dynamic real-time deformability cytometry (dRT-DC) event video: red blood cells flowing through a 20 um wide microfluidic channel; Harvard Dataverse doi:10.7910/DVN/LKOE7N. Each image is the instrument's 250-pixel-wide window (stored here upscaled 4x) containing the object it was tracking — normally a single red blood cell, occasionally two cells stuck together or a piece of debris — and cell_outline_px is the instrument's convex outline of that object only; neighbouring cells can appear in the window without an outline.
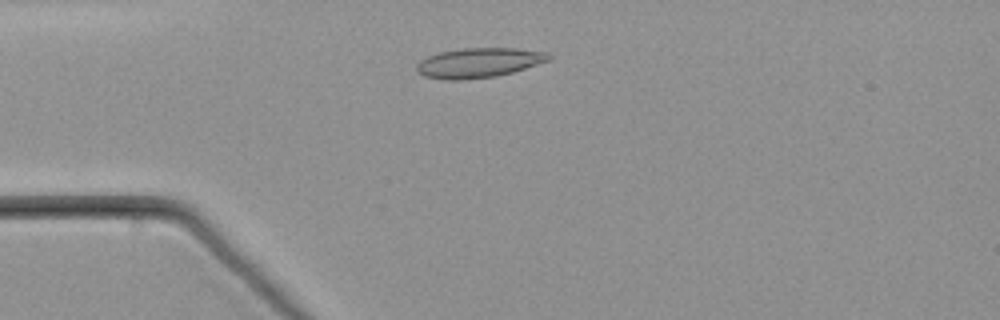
{"species": "common noctule bat (a hibernating species)", "species_latin": "Nyctalus noctula", "temperature_condition": "warm", "stored_images_in_passage": 49, "camera_frame_rate_fps": 3000, "um_per_image_px": 0.085, "animal": {"sex": "male", "body_mass_g": 21.5, "forearm_length_mm": 52.0}, "frame": {"image": 1, "passage_image": 9, "time_ms": 2.667, "image_size_px": [1000, 320], "cell_outline_px": [[552, 60], [512, 72], [496, 76], [460, 80], [444, 80], [424, 76], [416, 72], [416, 64], [420, 60], [428, 56], [440, 52], [464, 48], [516, 48], [548, 52], [552, 56]], "centroid_in_image_um": [40.7, 5.33], "position_along_channel_um": 44.3, "area_um2": 23.06}}
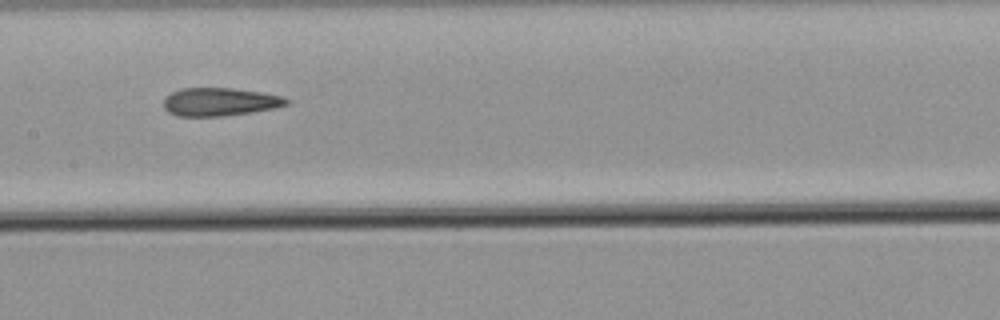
{"frame": {"image": 2, "passage_image": 22, "time_ms": 7.0, "image_size_px": [1000, 320], "cell_outline_px": [[288, 104], [272, 108], [248, 112], [220, 116], [176, 116], [168, 112], [164, 108], [164, 100], [172, 92], [180, 88], [232, 88], [264, 92], [284, 96], [288, 100]], "centroid_in_image_um": [18.67, 8.64], "position_along_channel_um": 188.7, "area_um2": 20.0}}
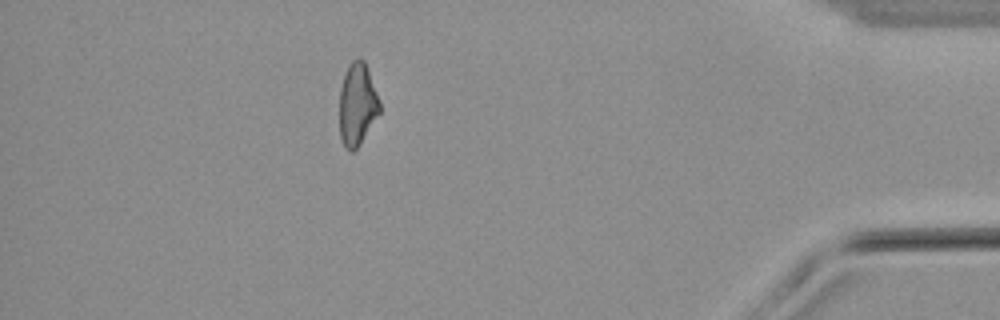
{"frame": {"image": 3, "passage_image": 43, "time_ms": 14.0, "image_size_px": [1000, 320], "cell_outline_px": [[380, 112], [360, 144], [352, 152], [348, 152], [344, 148], [340, 136], [340, 88], [348, 64], [352, 60], [360, 56], [364, 60], [380, 104]], "centroid_in_image_um": [30.35, 8.89], "position_along_channel_um": 404.9, "area_um2": 19.19}}